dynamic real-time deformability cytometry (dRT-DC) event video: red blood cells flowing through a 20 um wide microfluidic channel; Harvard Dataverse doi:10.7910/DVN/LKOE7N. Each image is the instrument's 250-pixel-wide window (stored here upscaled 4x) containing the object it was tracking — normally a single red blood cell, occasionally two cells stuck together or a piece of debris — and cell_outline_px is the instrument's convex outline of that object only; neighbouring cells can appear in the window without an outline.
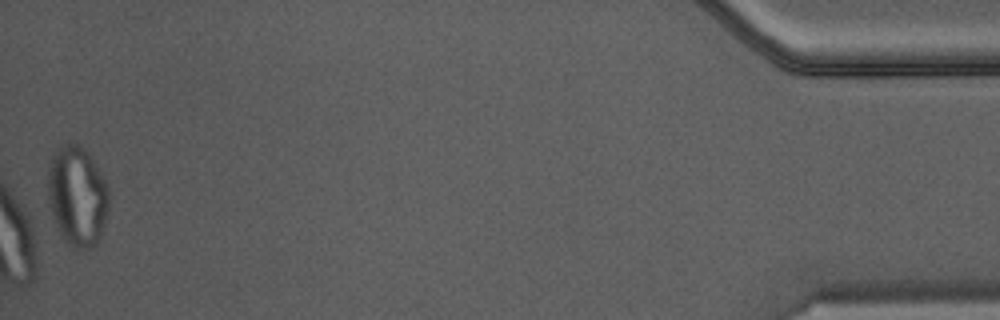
{"species": "Egyptian fruit bat (a non-hibernating species)", "species_latin": "Rousettus aegyptiacus", "temperature_condition": "warm", "stored_images_in_passage": 47, "camera_frame_rate_fps": 3000, "um_per_image_px": 0.085, "animal": {"sex": "male"}, "frame": {"image": 1, "passage_image": 47, "time_ms": 15.333, "image_size_px": [1000, 320], "cell_outline_px": [[108, 212], [100, 236], [96, 244], [88, 248], [72, 248], [64, 240], [56, 224], [48, 200], [48, 164], [52, 156], [68, 140], [80, 144], [92, 160], [104, 180], [108, 188]], "centroid_in_image_um": [6.55, 16.65], "position_along_channel_um": 428.6, "area_um2": 35.26}}